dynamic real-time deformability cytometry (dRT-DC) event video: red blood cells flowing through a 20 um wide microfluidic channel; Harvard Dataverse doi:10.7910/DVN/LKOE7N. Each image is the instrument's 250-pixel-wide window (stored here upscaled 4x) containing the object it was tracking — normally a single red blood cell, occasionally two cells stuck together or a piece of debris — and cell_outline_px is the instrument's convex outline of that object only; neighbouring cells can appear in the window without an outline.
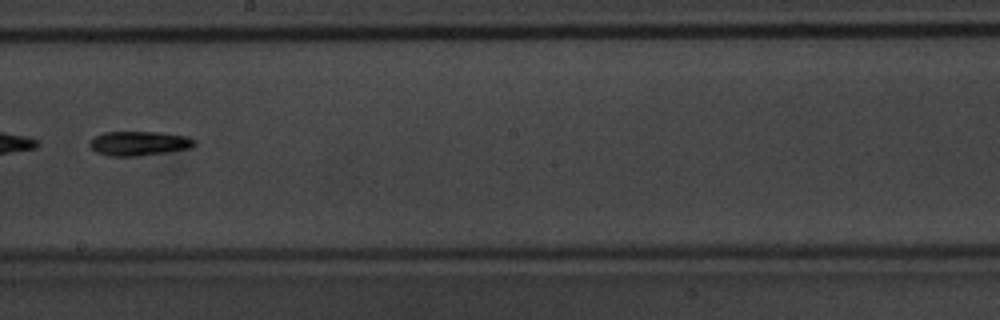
{"species": "common noctule bat (a hibernating species)", "species_latin": "Nyctalus noctula", "temperature_condition": "warm", "stored_images_in_passage": 31, "camera_frame_rate_fps": 3000, "um_per_image_px": 0.085, "animal": {"sex": "male", "body_mass_g": 20.1, "forearm_length_mm": 53.5}, "frame": {"image": 1, "passage_image": 14, "time_ms": 4.333, "image_size_px": [1000, 320], "cell_outline_px": [[196, 144], [192, 148], [140, 156], [108, 156], [96, 152], [88, 144], [96, 136], [104, 132], [156, 132], [188, 136], [196, 140]], "centroid_in_image_um": [11.85, 12.19], "position_along_channel_um": 236.4, "area_um2": 14.91}, "authors_computed_cell_mechanics": {"area_um2": 14.6234, "velocity_mm_per_s": 4.1376, "shape_relaxation_time_tau1_ms": 2.9706, "shape_relaxation_time_tau2_ms": null, "deformation_change_tau1": 0.1355, "deformation_change_tau2": null}}